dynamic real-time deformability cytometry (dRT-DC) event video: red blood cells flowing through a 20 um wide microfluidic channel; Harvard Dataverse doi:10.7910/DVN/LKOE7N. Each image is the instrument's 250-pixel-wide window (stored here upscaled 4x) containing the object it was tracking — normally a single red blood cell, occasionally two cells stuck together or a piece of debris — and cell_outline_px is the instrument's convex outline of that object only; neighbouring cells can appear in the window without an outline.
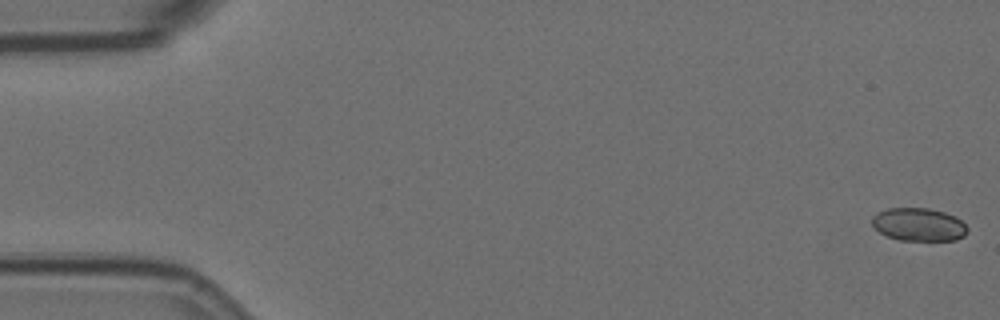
{"species": "Egyptian fruit bat (a non-hibernating species)", "species_latin": "Rousettus aegyptiacus", "temperature_condition": "room temperature", "stored_images_in_passage": 5, "camera_frame_rate_fps": 3000, "um_per_image_px": 0.085, "animal": {"sex": "female"}, "frame": {"image": 1, "passage_image": 1, "time_ms": 0.0, "image_size_px": [1000, 320], "cell_outline_px": [[968, 232], [964, 236], [956, 240], [900, 240], [888, 236], [880, 232], [872, 224], [872, 216], [876, 212], [888, 208], [928, 208], [944, 212], [956, 216], [968, 228]], "centroid_in_image_um": [78.1, 19.07], "position_along_channel_um": 6.9, "area_um2": 18.38}}